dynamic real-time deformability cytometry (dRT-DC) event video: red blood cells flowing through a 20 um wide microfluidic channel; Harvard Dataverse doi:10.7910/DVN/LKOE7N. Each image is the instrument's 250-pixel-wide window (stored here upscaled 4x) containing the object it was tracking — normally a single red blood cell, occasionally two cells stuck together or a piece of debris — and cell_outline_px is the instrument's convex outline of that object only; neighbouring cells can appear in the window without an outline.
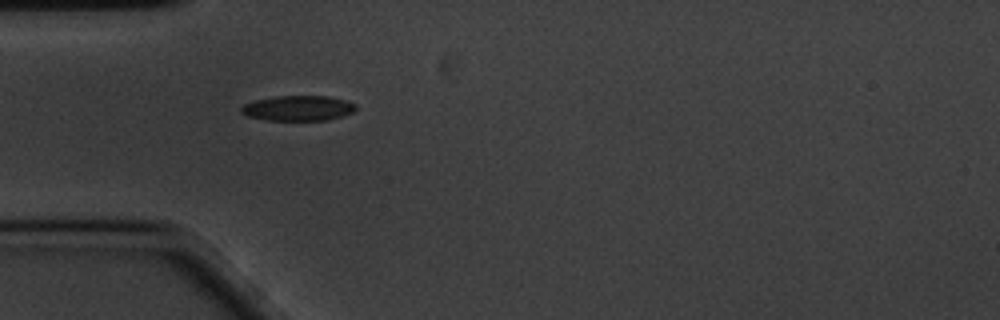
{"species": "common noctule bat (a hibernating species)", "species_latin": "Nyctalus noctula", "temperature_condition": "cold", "stored_images_in_passage": 26, "camera_frame_rate_fps": 3000, "um_per_image_px": 0.085, "animal": {"sex": "male", "body_mass_g": 20.1, "forearm_length_mm": 53.5}, "frame": {"image": 1, "passage_image": 1, "time_ms": 0.0, "image_size_px": [1000, 320], "cell_outline_px": [[356, 108], [352, 112], [328, 120], [268, 120], [248, 116], [240, 112], [240, 108], [244, 104], [256, 100], [276, 96], [328, 96], [344, 100], [356, 104]], "centroid_in_image_um": [25.32, 9.19], "position_along_channel_um": 59.7, "area_um2": 16.65}}
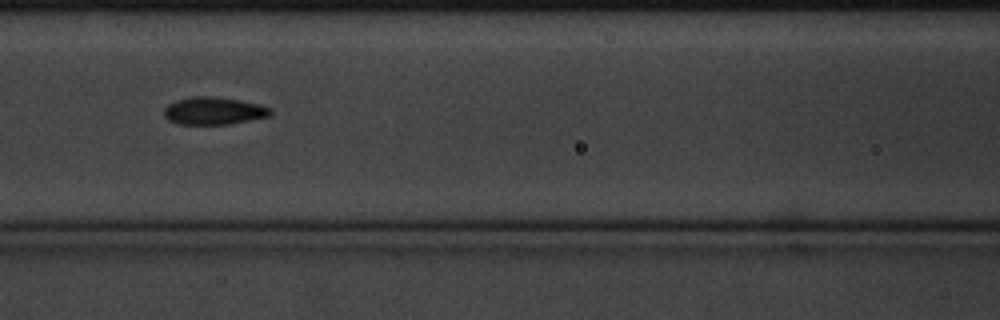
{"frame": {"image": 2, "passage_image": 9, "time_ms": 2.667, "image_size_px": [1000, 320], "cell_outline_px": [[272, 112], [268, 116], [232, 124], [176, 124], [168, 120], [164, 116], [164, 108], [168, 104], [176, 100], [196, 96], [208, 96], [240, 100], [260, 104], [272, 108]], "centroid_in_image_um": [18.16, 9.43], "position_along_channel_um": 148.4, "area_um2": 17.11}}
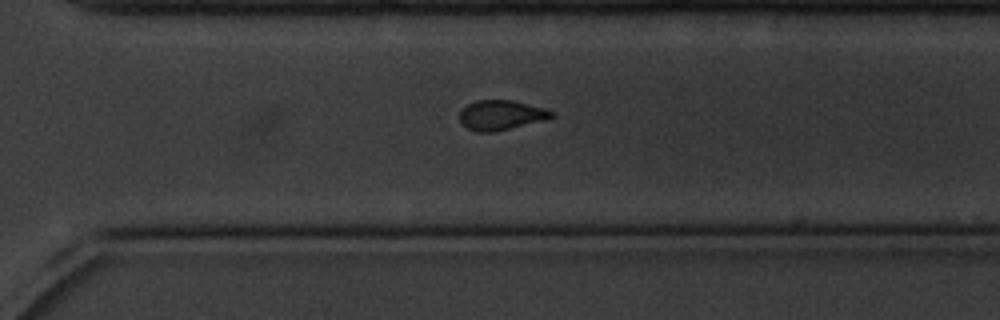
{"frame": {"image": 3, "passage_image": 25, "time_ms": 8.0, "image_size_px": [1000, 320], "cell_outline_px": [[556, 116], [544, 120], [492, 132], [476, 132], [460, 124], [460, 112], [468, 104], [476, 100], [512, 100], [544, 108], [552, 112]], "centroid_in_image_um": [42.57, 9.78], "position_along_channel_um": 328.0, "area_um2": 15.78}}